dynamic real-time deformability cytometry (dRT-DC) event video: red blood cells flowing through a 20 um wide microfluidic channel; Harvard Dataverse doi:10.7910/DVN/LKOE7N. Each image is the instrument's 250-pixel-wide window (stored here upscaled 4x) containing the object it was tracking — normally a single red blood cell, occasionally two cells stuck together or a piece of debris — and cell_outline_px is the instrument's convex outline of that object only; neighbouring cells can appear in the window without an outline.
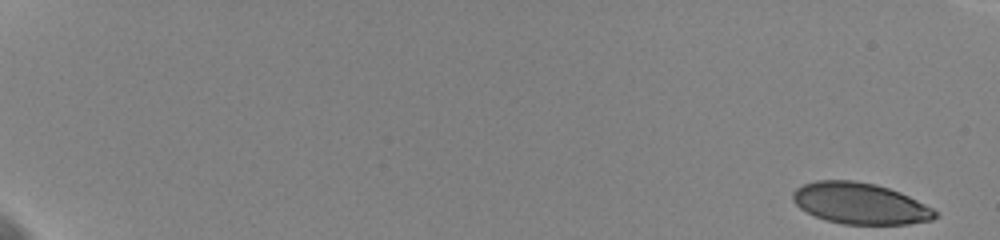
{"species": "human", "species_latin": "Homo sapiens", "temperature_condition": "cold", "stored_images_in_passage": 20, "camera_frame_rate_fps": 3000, "um_per_image_px": 0.085, "donor": {"sex": "female"}, "frame": {"image": 1, "passage_image": 1, "time_ms": 0.0, "image_size_px": [1000, 240], "cell_outline_px": [[936, 216], [932, 220], [908, 224], [840, 224], [824, 220], [800, 208], [792, 200], [792, 192], [796, 188], [804, 184], [816, 180], [852, 180], [876, 184], [900, 192], [932, 208], [936, 212]], "centroid_in_image_um": [73.07, 17.29], "position_along_channel_um": 11.9, "area_um2": 34.1}}
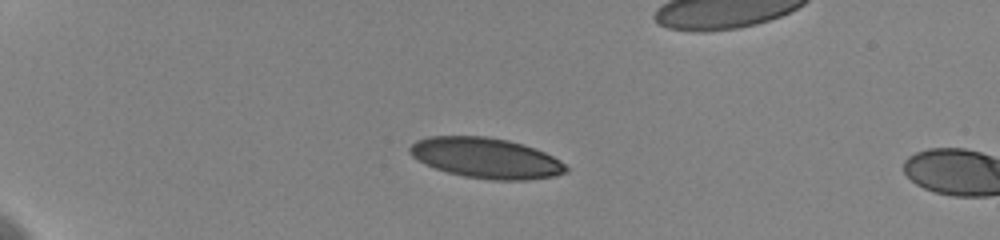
{"frame": {"image": 2, "passage_image": 16, "time_ms": 5.0, "image_size_px": [1000, 240], "cell_outline_px": [[568, 172], [556, 176], [528, 180], [492, 180], [464, 176], [448, 172], [424, 164], [412, 156], [408, 152], [408, 148], [416, 140], [428, 136], [484, 136], [508, 140], [524, 144], [544, 152], [560, 160], [568, 168]], "centroid_in_image_um": [41.31, 13.43], "position_along_channel_um": 43.7, "area_um2": 36.93}}